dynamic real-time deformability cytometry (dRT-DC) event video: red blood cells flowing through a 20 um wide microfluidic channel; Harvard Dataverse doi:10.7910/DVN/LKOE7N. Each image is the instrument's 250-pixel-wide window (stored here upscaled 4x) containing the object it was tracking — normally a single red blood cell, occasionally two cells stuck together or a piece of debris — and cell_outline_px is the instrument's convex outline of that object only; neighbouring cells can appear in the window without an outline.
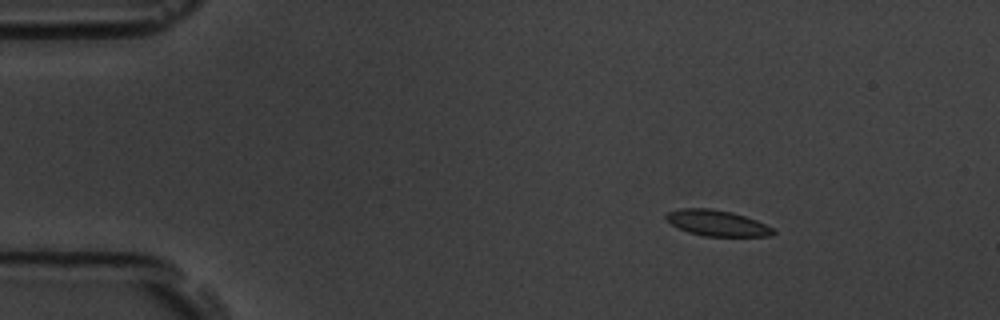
{"species": "common noctule bat (a hibernating species)", "species_latin": "Nyctalus noctula", "temperature_condition": "room temperature", "stored_images_in_passage": 9, "camera_frame_rate_fps": 3000, "um_per_image_px": 0.085, "animal": {"sex": "male", "body_mass_g": 19.5, "forearm_length_mm": 54.6}, "frame": {"image": 1, "passage_image": 1, "time_ms": 0.0, "image_size_px": [1000, 320], "cell_outline_px": [[776, 232], [772, 236], [704, 236], [688, 232], [664, 220], [664, 216], [668, 212], [680, 208], [708, 208], [732, 212], [756, 220], [772, 228]], "centroid_in_image_um": [60.92, 18.96], "position_along_channel_um": 24.1, "area_um2": 16.07}}
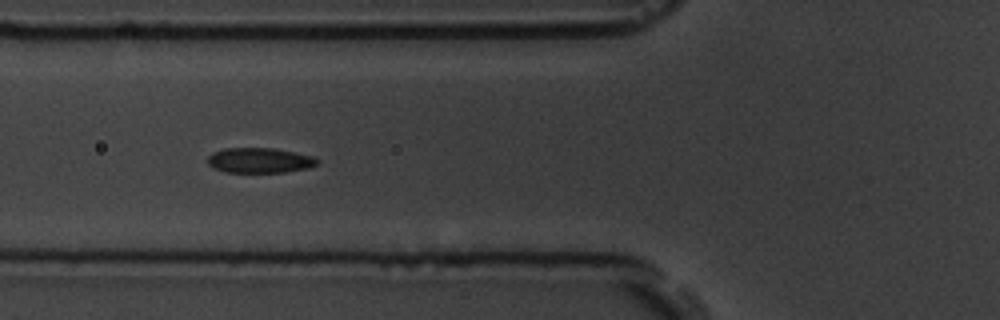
{"frame": {"image": 2, "passage_image": 4, "time_ms": 4.333, "image_size_px": [1000, 320], "cell_outline_px": [[320, 160], [316, 164], [308, 168], [284, 172], [224, 172], [212, 168], [208, 164], [208, 156], [212, 152], [224, 148], [272, 148], [316, 156]], "centroid_in_image_um": [22.06, 13.63], "position_along_channel_um": 103.7, "area_um2": 16.18}}
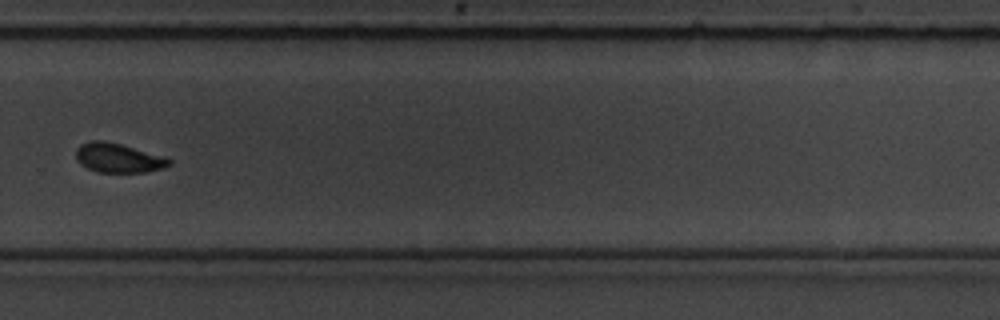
{"frame": {"image": 3, "passage_image": 9, "time_ms": 10.333, "image_size_px": [1000, 320], "cell_outline_px": [[172, 164], [164, 168], [144, 172], [100, 172], [88, 168], [80, 164], [76, 160], [76, 148], [80, 144], [92, 140], [104, 140], [168, 156], [172, 160]], "centroid_in_image_um": [10.09, 13.41], "position_along_channel_um": 319.7, "area_um2": 16.18}}